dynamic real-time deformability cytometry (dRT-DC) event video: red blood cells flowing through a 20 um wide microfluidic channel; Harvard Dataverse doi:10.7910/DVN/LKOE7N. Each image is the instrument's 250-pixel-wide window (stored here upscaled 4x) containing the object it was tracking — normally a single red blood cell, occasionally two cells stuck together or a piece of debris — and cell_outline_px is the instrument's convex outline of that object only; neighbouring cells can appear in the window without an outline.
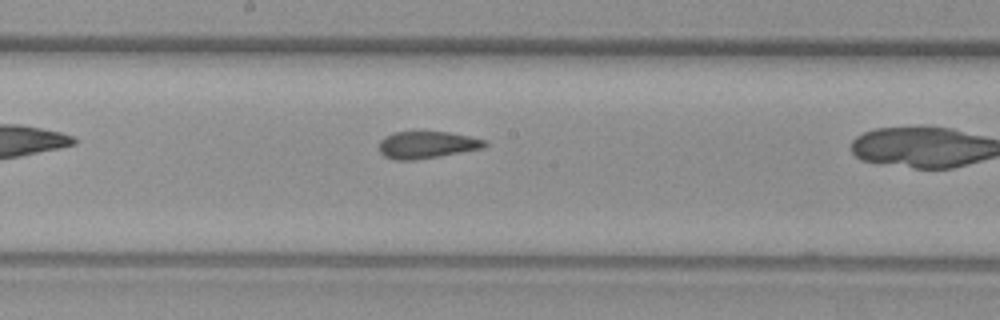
{"species": "common noctule bat (a hibernating species)", "species_latin": "Nyctalus noctula", "temperature_condition": "warm", "stored_images_in_passage": 17, "camera_frame_rate_fps": 3000, "um_per_image_px": 0.085, "animal": {"sex": "female", "body_mass_g": 29.2, "forearm_length_mm": 56.3}, "frame": {"image": 1, "passage_image": 12, "time_ms": 3.667, "image_size_px": [1000, 320], "cell_outline_px": [[488, 144], [484, 148], [412, 160], [396, 160], [384, 156], [380, 152], [380, 140], [384, 136], [396, 132], [448, 132], [488, 140]], "centroid_in_image_um": [36.3, 12.3], "position_along_channel_um": 211.9, "area_um2": 16.47}}